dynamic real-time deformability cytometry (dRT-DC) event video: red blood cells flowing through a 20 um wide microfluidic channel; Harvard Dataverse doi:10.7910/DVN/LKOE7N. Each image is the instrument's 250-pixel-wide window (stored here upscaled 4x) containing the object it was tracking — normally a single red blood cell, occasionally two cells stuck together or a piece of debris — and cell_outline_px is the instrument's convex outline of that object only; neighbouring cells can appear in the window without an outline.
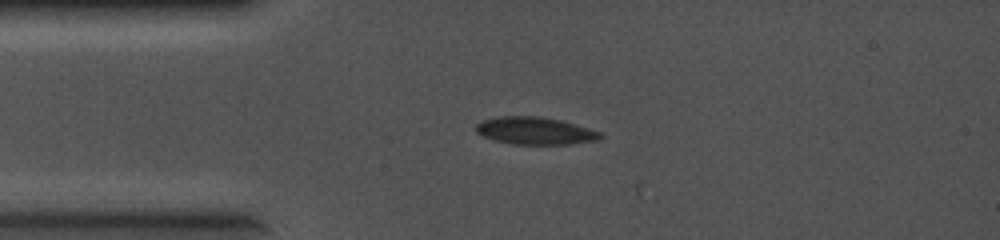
{"species": "common noctule bat (a hibernating species)", "species_latin": "Nyctalus noctula", "temperature_condition": "cold", "stored_images_in_passage": 3, "camera_frame_rate_fps": 5000, "um_per_image_px": 0.085, "animal": {"sex": "female", "body_mass_g": 19.0, "forearm_length_mm": 56.7}, "frame": {"image": 1, "passage_image": 2, "time_ms": 0.2, "image_size_px": [1000, 240], "cell_outline_px": [[604, 136], [596, 140], [568, 144], [512, 144], [496, 140], [484, 136], [476, 132], [476, 124], [480, 120], [500, 116], [540, 116], [560, 120], [600, 132]], "centroid_in_image_um": [45.44, 11.11], "position_along_channel_um": 39.6, "area_um2": 19.65}}